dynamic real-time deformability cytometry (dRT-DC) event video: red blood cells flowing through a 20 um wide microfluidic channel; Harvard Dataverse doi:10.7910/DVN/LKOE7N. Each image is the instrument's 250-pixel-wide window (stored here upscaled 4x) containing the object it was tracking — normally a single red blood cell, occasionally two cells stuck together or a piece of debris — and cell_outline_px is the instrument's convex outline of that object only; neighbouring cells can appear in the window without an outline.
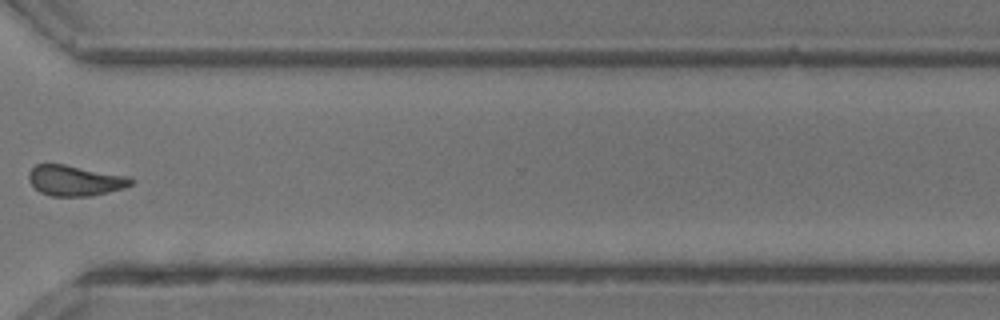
{"species": "common noctule bat (a hibernating species)", "species_latin": "Nyctalus noctula", "temperature_condition": "room temperature", "stored_images_in_passage": 29, "camera_frame_rate_fps": 3000, "um_per_image_px": 0.085, "animal": {"sex": "male", "body_mass_g": 13.3}, "frame": {"image": 1, "passage_image": 21, "time_ms": 6.667, "image_size_px": [1000, 320], "cell_outline_px": [[132, 184], [124, 188], [92, 196], [52, 196], [40, 192], [28, 180], [28, 172], [36, 164], [64, 164], [128, 176], [132, 180]], "centroid_in_image_um": [6.36, 15.35], "position_along_channel_um": 364.2, "area_um2": 18.09}}